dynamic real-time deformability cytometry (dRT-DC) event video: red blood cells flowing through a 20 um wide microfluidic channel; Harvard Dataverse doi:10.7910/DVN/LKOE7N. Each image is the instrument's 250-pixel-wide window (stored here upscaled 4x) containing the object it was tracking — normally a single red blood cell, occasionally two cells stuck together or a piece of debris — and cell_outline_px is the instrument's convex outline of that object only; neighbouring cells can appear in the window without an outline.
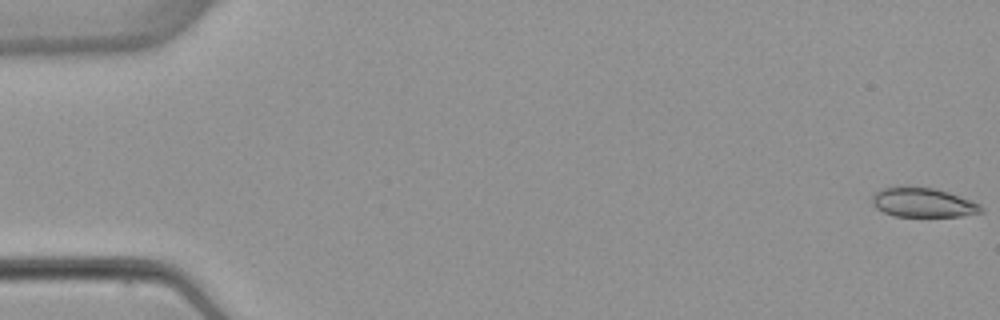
{"species": "common noctule bat (a hibernating species)", "species_latin": "Nyctalus noctula", "temperature_condition": "warm", "stored_images_in_passage": 4, "camera_frame_rate_fps": 3000, "um_per_image_px": 0.085, "animal": {"sex": "female", "body_mass_g": 22.7, "forearm_length_mm": 54.2}, "frame": {"image": 1, "passage_image": 1, "time_ms": 0.0, "image_size_px": [1000, 320], "cell_outline_px": [[984, 212], [960, 216], [892, 216], [876, 208], [872, 204], [872, 196], [880, 188], [932, 188], [948, 192], [972, 200], [980, 204], [984, 208]], "centroid_in_image_um": [78.49, 17.24], "position_along_channel_um": 6.5, "area_um2": 18.38}}
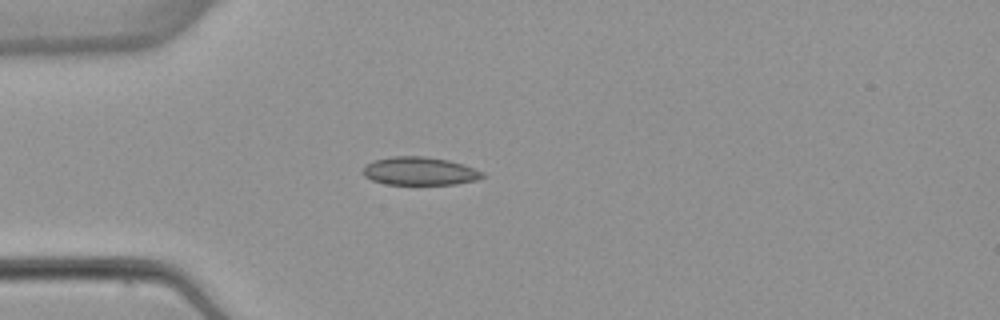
{"frame": {"image": 2, "passage_image": 4, "time_ms": 4.667, "image_size_px": [1000, 320], "cell_outline_px": [[488, 176], [476, 180], [456, 184], [384, 184], [372, 180], [364, 176], [364, 168], [372, 160], [392, 156], [424, 156], [448, 160], [464, 164], [484, 172]], "centroid_in_image_um": [35.71, 14.54], "position_along_channel_um": 49.3, "area_um2": 19.71}}